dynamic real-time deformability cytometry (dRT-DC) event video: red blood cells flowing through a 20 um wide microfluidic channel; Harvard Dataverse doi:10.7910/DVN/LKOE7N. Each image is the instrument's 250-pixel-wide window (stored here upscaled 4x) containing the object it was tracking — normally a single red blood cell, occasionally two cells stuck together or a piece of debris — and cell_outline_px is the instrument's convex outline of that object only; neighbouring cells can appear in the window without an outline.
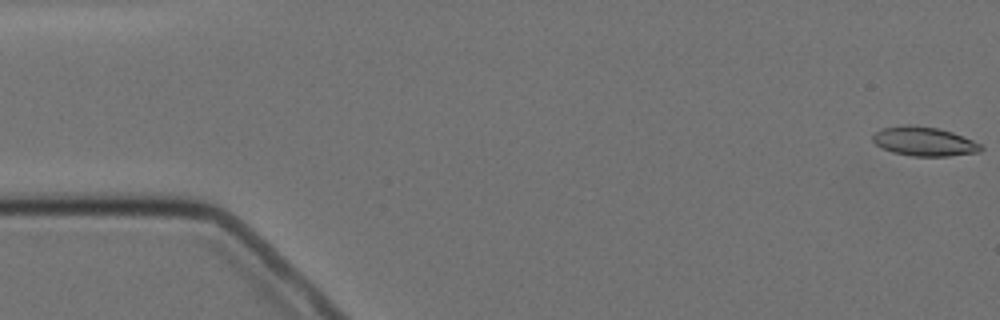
{"species": "Egyptian fruit bat (a non-hibernating species)", "species_latin": "Rousettus aegyptiacus", "temperature_condition": "cold", "stored_images_in_passage": 5, "camera_frame_rate_fps": 3000, "um_per_image_px": 0.085, "animal": {"sex": "female"}, "frame": {"image": 1, "passage_image": 1, "time_ms": 0.0, "image_size_px": [1000, 320], "cell_outline_px": [[984, 148], [980, 152], [948, 156], [912, 156], [892, 152], [876, 144], [872, 140], [872, 136], [880, 128], [904, 124], [908, 124], [940, 128], [952, 132], [972, 140], [980, 144]], "centroid_in_image_um": [78.54, 12.01], "position_along_channel_um": 6.5, "area_um2": 18.44}}
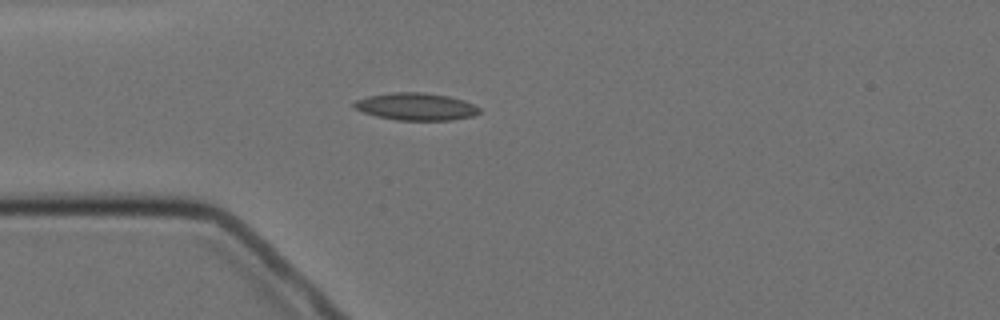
{"frame": {"image": 2, "passage_image": 5, "time_ms": 4.667, "image_size_px": [1000, 320], "cell_outline_px": [[480, 112], [472, 116], [452, 120], [396, 120], [376, 116], [364, 112], [356, 108], [352, 104], [356, 100], [368, 96], [392, 92], [424, 92], [448, 96], [464, 100], [480, 108]], "centroid_in_image_um": [35.36, 9.06], "position_along_channel_um": 49.6, "area_um2": 19.88}}